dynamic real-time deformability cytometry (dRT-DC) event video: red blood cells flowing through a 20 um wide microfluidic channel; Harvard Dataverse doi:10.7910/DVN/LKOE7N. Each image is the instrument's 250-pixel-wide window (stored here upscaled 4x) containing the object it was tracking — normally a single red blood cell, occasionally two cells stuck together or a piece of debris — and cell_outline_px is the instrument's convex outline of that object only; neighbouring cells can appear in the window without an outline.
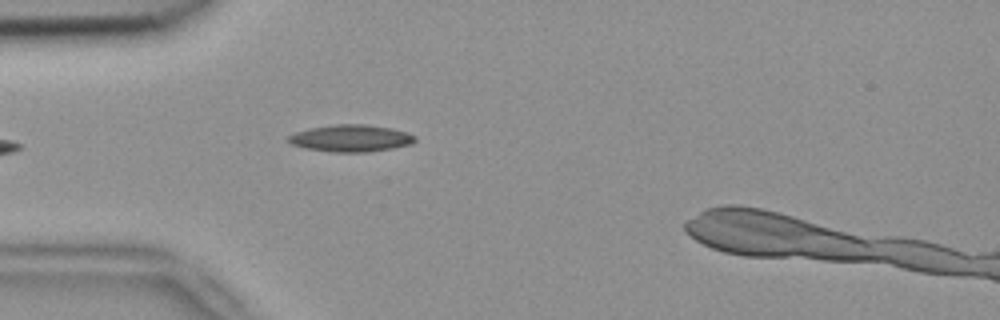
{"species": "common noctule bat (a hibernating species)", "species_latin": "Nyctalus noctula", "temperature_condition": "room temperature", "stored_images_in_passage": 2, "camera_frame_rate_fps": 3000, "um_per_image_px": 0.085, "animal": {"sex": "female", "body_mass_g": 18.4}, "frame": {"image": 1, "passage_image": 2, "time_ms": 0.333, "image_size_px": [1000, 320], "cell_outline_px": [[416, 140], [412, 144], [392, 148], [368, 152], [332, 152], [304, 148], [292, 144], [288, 140], [288, 136], [296, 132], [308, 128], [336, 124], [364, 124], [392, 128], [416, 136]], "centroid_in_image_um": [29.82, 11.75], "position_along_channel_um": 55.2, "area_um2": 19.88}}